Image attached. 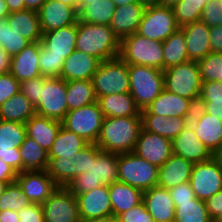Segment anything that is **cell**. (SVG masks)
Returning <instances> with one entry per match:
<instances>
[{"label":"cell","mask_w":222,"mask_h":222,"mask_svg":"<svg viewBox=\"0 0 222 222\" xmlns=\"http://www.w3.org/2000/svg\"><path fill=\"white\" fill-rule=\"evenodd\" d=\"M118 160L119 154L103 151L90 143V165L84 173L75 176L66 188L76 196L118 181Z\"/></svg>","instance_id":"6da1fadb"},{"label":"cell","mask_w":222,"mask_h":222,"mask_svg":"<svg viewBox=\"0 0 222 222\" xmlns=\"http://www.w3.org/2000/svg\"><path fill=\"white\" fill-rule=\"evenodd\" d=\"M142 130V117H104L96 145L113 154L133 152Z\"/></svg>","instance_id":"7a4b0ae2"},{"label":"cell","mask_w":222,"mask_h":222,"mask_svg":"<svg viewBox=\"0 0 222 222\" xmlns=\"http://www.w3.org/2000/svg\"><path fill=\"white\" fill-rule=\"evenodd\" d=\"M76 50L95 56L102 62L119 56L120 39L110 26L78 21Z\"/></svg>","instance_id":"3957f363"},{"label":"cell","mask_w":222,"mask_h":222,"mask_svg":"<svg viewBox=\"0 0 222 222\" xmlns=\"http://www.w3.org/2000/svg\"><path fill=\"white\" fill-rule=\"evenodd\" d=\"M119 57L128 65H144L163 70V42L133 33L120 40Z\"/></svg>","instance_id":"277c9868"},{"label":"cell","mask_w":222,"mask_h":222,"mask_svg":"<svg viewBox=\"0 0 222 222\" xmlns=\"http://www.w3.org/2000/svg\"><path fill=\"white\" fill-rule=\"evenodd\" d=\"M130 94L136 106L145 109L164 89V73L161 69L144 65H128Z\"/></svg>","instance_id":"5b68a950"},{"label":"cell","mask_w":222,"mask_h":222,"mask_svg":"<svg viewBox=\"0 0 222 222\" xmlns=\"http://www.w3.org/2000/svg\"><path fill=\"white\" fill-rule=\"evenodd\" d=\"M96 97L130 92L128 64L119 56L100 62L92 78Z\"/></svg>","instance_id":"8992f818"},{"label":"cell","mask_w":222,"mask_h":222,"mask_svg":"<svg viewBox=\"0 0 222 222\" xmlns=\"http://www.w3.org/2000/svg\"><path fill=\"white\" fill-rule=\"evenodd\" d=\"M118 181L141 191L157 186L159 168L152 165L134 152L119 154Z\"/></svg>","instance_id":"52a82bcc"},{"label":"cell","mask_w":222,"mask_h":222,"mask_svg":"<svg viewBox=\"0 0 222 222\" xmlns=\"http://www.w3.org/2000/svg\"><path fill=\"white\" fill-rule=\"evenodd\" d=\"M164 87L167 91L191 99L198 104L202 81L197 61L186 63L163 70Z\"/></svg>","instance_id":"ba28073f"},{"label":"cell","mask_w":222,"mask_h":222,"mask_svg":"<svg viewBox=\"0 0 222 222\" xmlns=\"http://www.w3.org/2000/svg\"><path fill=\"white\" fill-rule=\"evenodd\" d=\"M178 29L173 8L148 3L136 33L163 42Z\"/></svg>","instance_id":"9c48e42d"},{"label":"cell","mask_w":222,"mask_h":222,"mask_svg":"<svg viewBox=\"0 0 222 222\" xmlns=\"http://www.w3.org/2000/svg\"><path fill=\"white\" fill-rule=\"evenodd\" d=\"M103 119V113L96 101L68 111L61 123L64 128L82 137L88 143L96 144Z\"/></svg>","instance_id":"30bf717a"},{"label":"cell","mask_w":222,"mask_h":222,"mask_svg":"<svg viewBox=\"0 0 222 222\" xmlns=\"http://www.w3.org/2000/svg\"><path fill=\"white\" fill-rule=\"evenodd\" d=\"M67 81L61 77L47 78L41 84V97L35 106L37 115L62 121L68 112Z\"/></svg>","instance_id":"8fae6325"},{"label":"cell","mask_w":222,"mask_h":222,"mask_svg":"<svg viewBox=\"0 0 222 222\" xmlns=\"http://www.w3.org/2000/svg\"><path fill=\"white\" fill-rule=\"evenodd\" d=\"M48 159V174L59 187H66L75 176L84 173L90 165V143L75 155H61Z\"/></svg>","instance_id":"7c38bea8"},{"label":"cell","mask_w":222,"mask_h":222,"mask_svg":"<svg viewBox=\"0 0 222 222\" xmlns=\"http://www.w3.org/2000/svg\"><path fill=\"white\" fill-rule=\"evenodd\" d=\"M189 183L195 196L206 201L222 189V167L213 159L193 165Z\"/></svg>","instance_id":"4fadbf2b"},{"label":"cell","mask_w":222,"mask_h":222,"mask_svg":"<svg viewBox=\"0 0 222 222\" xmlns=\"http://www.w3.org/2000/svg\"><path fill=\"white\" fill-rule=\"evenodd\" d=\"M25 124L0 120V159L17 173L22 172V159L19 147L26 138Z\"/></svg>","instance_id":"5bb4252c"},{"label":"cell","mask_w":222,"mask_h":222,"mask_svg":"<svg viewBox=\"0 0 222 222\" xmlns=\"http://www.w3.org/2000/svg\"><path fill=\"white\" fill-rule=\"evenodd\" d=\"M42 208L44 222H82L77 198L66 187H58Z\"/></svg>","instance_id":"9a60e30c"},{"label":"cell","mask_w":222,"mask_h":222,"mask_svg":"<svg viewBox=\"0 0 222 222\" xmlns=\"http://www.w3.org/2000/svg\"><path fill=\"white\" fill-rule=\"evenodd\" d=\"M133 152L160 168L173 154L172 140L142 128Z\"/></svg>","instance_id":"2e32d148"},{"label":"cell","mask_w":222,"mask_h":222,"mask_svg":"<svg viewBox=\"0 0 222 222\" xmlns=\"http://www.w3.org/2000/svg\"><path fill=\"white\" fill-rule=\"evenodd\" d=\"M16 181L32 204H43L59 187L47 170L22 171Z\"/></svg>","instance_id":"e0dca14e"},{"label":"cell","mask_w":222,"mask_h":222,"mask_svg":"<svg viewBox=\"0 0 222 222\" xmlns=\"http://www.w3.org/2000/svg\"><path fill=\"white\" fill-rule=\"evenodd\" d=\"M37 13L42 33L78 22V8L56 0H46Z\"/></svg>","instance_id":"ac0fdd59"},{"label":"cell","mask_w":222,"mask_h":222,"mask_svg":"<svg viewBox=\"0 0 222 222\" xmlns=\"http://www.w3.org/2000/svg\"><path fill=\"white\" fill-rule=\"evenodd\" d=\"M196 104L189 98H184L164 89L145 109L150 114L166 117H186L190 120Z\"/></svg>","instance_id":"d6986e66"},{"label":"cell","mask_w":222,"mask_h":222,"mask_svg":"<svg viewBox=\"0 0 222 222\" xmlns=\"http://www.w3.org/2000/svg\"><path fill=\"white\" fill-rule=\"evenodd\" d=\"M172 151L193 164L212 158L211 151L200 141L190 123L172 140Z\"/></svg>","instance_id":"ffe728a7"},{"label":"cell","mask_w":222,"mask_h":222,"mask_svg":"<svg viewBox=\"0 0 222 222\" xmlns=\"http://www.w3.org/2000/svg\"><path fill=\"white\" fill-rule=\"evenodd\" d=\"M81 221L112 215L109 185L76 195Z\"/></svg>","instance_id":"44dd1931"},{"label":"cell","mask_w":222,"mask_h":222,"mask_svg":"<svg viewBox=\"0 0 222 222\" xmlns=\"http://www.w3.org/2000/svg\"><path fill=\"white\" fill-rule=\"evenodd\" d=\"M189 123L200 141L213 153L222 144V120L205 112L196 105Z\"/></svg>","instance_id":"7402d4cb"},{"label":"cell","mask_w":222,"mask_h":222,"mask_svg":"<svg viewBox=\"0 0 222 222\" xmlns=\"http://www.w3.org/2000/svg\"><path fill=\"white\" fill-rule=\"evenodd\" d=\"M147 4V2L139 0L116 7L109 26L120 40L136 33Z\"/></svg>","instance_id":"603a6c76"},{"label":"cell","mask_w":222,"mask_h":222,"mask_svg":"<svg viewBox=\"0 0 222 222\" xmlns=\"http://www.w3.org/2000/svg\"><path fill=\"white\" fill-rule=\"evenodd\" d=\"M40 42L30 43L20 53L11 56L10 73L21 83L41 76L38 60Z\"/></svg>","instance_id":"cb8c5ba5"},{"label":"cell","mask_w":222,"mask_h":222,"mask_svg":"<svg viewBox=\"0 0 222 222\" xmlns=\"http://www.w3.org/2000/svg\"><path fill=\"white\" fill-rule=\"evenodd\" d=\"M100 62L101 61L95 56L75 50L71 55L65 58L60 77L67 82L75 80H92Z\"/></svg>","instance_id":"d4e9b609"},{"label":"cell","mask_w":222,"mask_h":222,"mask_svg":"<svg viewBox=\"0 0 222 222\" xmlns=\"http://www.w3.org/2000/svg\"><path fill=\"white\" fill-rule=\"evenodd\" d=\"M143 202L155 222H174L175 206L168 189L154 186L144 191Z\"/></svg>","instance_id":"484cf974"},{"label":"cell","mask_w":222,"mask_h":222,"mask_svg":"<svg viewBox=\"0 0 222 222\" xmlns=\"http://www.w3.org/2000/svg\"><path fill=\"white\" fill-rule=\"evenodd\" d=\"M180 29L184 33L189 60L198 61L211 52L210 27L202 20L195 21Z\"/></svg>","instance_id":"4316f807"},{"label":"cell","mask_w":222,"mask_h":222,"mask_svg":"<svg viewBox=\"0 0 222 222\" xmlns=\"http://www.w3.org/2000/svg\"><path fill=\"white\" fill-rule=\"evenodd\" d=\"M193 165L183 157L172 154L159 168L157 186L169 190L179 184L189 182Z\"/></svg>","instance_id":"83f0119b"},{"label":"cell","mask_w":222,"mask_h":222,"mask_svg":"<svg viewBox=\"0 0 222 222\" xmlns=\"http://www.w3.org/2000/svg\"><path fill=\"white\" fill-rule=\"evenodd\" d=\"M142 128L148 132L156 133L162 137L173 140L187 126L186 117H166L150 114L146 109L141 110Z\"/></svg>","instance_id":"f1b7e54d"},{"label":"cell","mask_w":222,"mask_h":222,"mask_svg":"<svg viewBox=\"0 0 222 222\" xmlns=\"http://www.w3.org/2000/svg\"><path fill=\"white\" fill-rule=\"evenodd\" d=\"M61 126V121L35 114L25 123L26 135L49 152Z\"/></svg>","instance_id":"f546056e"},{"label":"cell","mask_w":222,"mask_h":222,"mask_svg":"<svg viewBox=\"0 0 222 222\" xmlns=\"http://www.w3.org/2000/svg\"><path fill=\"white\" fill-rule=\"evenodd\" d=\"M77 23L42 33L41 42L50 52L67 58L76 50Z\"/></svg>","instance_id":"4dcf8cb0"},{"label":"cell","mask_w":222,"mask_h":222,"mask_svg":"<svg viewBox=\"0 0 222 222\" xmlns=\"http://www.w3.org/2000/svg\"><path fill=\"white\" fill-rule=\"evenodd\" d=\"M143 191L121 181L109 185L112 215L120 214L143 202Z\"/></svg>","instance_id":"1f68e13d"},{"label":"cell","mask_w":222,"mask_h":222,"mask_svg":"<svg viewBox=\"0 0 222 222\" xmlns=\"http://www.w3.org/2000/svg\"><path fill=\"white\" fill-rule=\"evenodd\" d=\"M104 117L141 116V110L129 92L111 94L97 98Z\"/></svg>","instance_id":"d6a6232c"},{"label":"cell","mask_w":222,"mask_h":222,"mask_svg":"<svg viewBox=\"0 0 222 222\" xmlns=\"http://www.w3.org/2000/svg\"><path fill=\"white\" fill-rule=\"evenodd\" d=\"M6 20L11 29H14L30 43L41 41L42 32L40 29L38 13L36 11L25 9L13 12L9 14Z\"/></svg>","instance_id":"836d02e7"},{"label":"cell","mask_w":222,"mask_h":222,"mask_svg":"<svg viewBox=\"0 0 222 222\" xmlns=\"http://www.w3.org/2000/svg\"><path fill=\"white\" fill-rule=\"evenodd\" d=\"M35 114V106L20 91L0 106V120L25 124Z\"/></svg>","instance_id":"e575fe53"},{"label":"cell","mask_w":222,"mask_h":222,"mask_svg":"<svg viewBox=\"0 0 222 222\" xmlns=\"http://www.w3.org/2000/svg\"><path fill=\"white\" fill-rule=\"evenodd\" d=\"M116 5L112 0H99L78 7V21L109 26Z\"/></svg>","instance_id":"d590c367"},{"label":"cell","mask_w":222,"mask_h":222,"mask_svg":"<svg viewBox=\"0 0 222 222\" xmlns=\"http://www.w3.org/2000/svg\"><path fill=\"white\" fill-rule=\"evenodd\" d=\"M19 154L22 159V171L47 170L49 163L48 152L34 139L26 136L19 147Z\"/></svg>","instance_id":"8d00e7d4"},{"label":"cell","mask_w":222,"mask_h":222,"mask_svg":"<svg viewBox=\"0 0 222 222\" xmlns=\"http://www.w3.org/2000/svg\"><path fill=\"white\" fill-rule=\"evenodd\" d=\"M163 70L189 61L183 31L179 28L163 41Z\"/></svg>","instance_id":"74e56055"},{"label":"cell","mask_w":222,"mask_h":222,"mask_svg":"<svg viewBox=\"0 0 222 222\" xmlns=\"http://www.w3.org/2000/svg\"><path fill=\"white\" fill-rule=\"evenodd\" d=\"M68 111L78 109L97 101L92 80H75L67 82L66 95Z\"/></svg>","instance_id":"f35d334b"},{"label":"cell","mask_w":222,"mask_h":222,"mask_svg":"<svg viewBox=\"0 0 222 222\" xmlns=\"http://www.w3.org/2000/svg\"><path fill=\"white\" fill-rule=\"evenodd\" d=\"M88 142L72 131L61 126L51 150L48 152V158L61 157V155H75Z\"/></svg>","instance_id":"ab89813d"},{"label":"cell","mask_w":222,"mask_h":222,"mask_svg":"<svg viewBox=\"0 0 222 222\" xmlns=\"http://www.w3.org/2000/svg\"><path fill=\"white\" fill-rule=\"evenodd\" d=\"M174 222H214L207 212L203 200L193 199L191 202L180 203L175 207Z\"/></svg>","instance_id":"60d3db41"},{"label":"cell","mask_w":222,"mask_h":222,"mask_svg":"<svg viewBox=\"0 0 222 222\" xmlns=\"http://www.w3.org/2000/svg\"><path fill=\"white\" fill-rule=\"evenodd\" d=\"M209 0H181L174 7V15L179 28L201 20L202 12Z\"/></svg>","instance_id":"b9f144b4"},{"label":"cell","mask_w":222,"mask_h":222,"mask_svg":"<svg viewBox=\"0 0 222 222\" xmlns=\"http://www.w3.org/2000/svg\"><path fill=\"white\" fill-rule=\"evenodd\" d=\"M30 42L9 27L6 19L0 20V47L10 57L20 53Z\"/></svg>","instance_id":"7bdbcfd3"},{"label":"cell","mask_w":222,"mask_h":222,"mask_svg":"<svg viewBox=\"0 0 222 222\" xmlns=\"http://www.w3.org/2000/svg\"><path fill=\"white\" fill-rule=\"evenodd\" d=\"M30 204L31 202L17 181L9 183L0 197V211L11 210L18 212Z\"/></svg>","instance_id":"ee69618b"},{"label":"cell","mask_w":222,"mask_h":222,"mask_svg":"<svg viewBox=\"0 0 222 222\" xmlns=\"http://www.w3.org/2000/svg\"><path fill=\"white\" fill-rule=\"evenodd\" d=\"M197 65L202 82L222 81V53L210 52Z\"/></svg>","instance_id":"f6af8a7d"},{"label":"cell","mask_w":222,"mask_h":222,"mask_svg":"<svg viewBox=\"0 0 222 222\" xmlns=\"http://www.w3.org/2000/svg\"><path fill=\"white\" fill-rule=\"evenodd\" d=\"M65 57L58 56L50 52L40 41L39 68L41 76L45 78H55L61 76V70Z\"/></svg>","instance_id":"bcb514c9"},{"label":"cell","mask_w":222,"mask_h":222,"mask_svg":"<svg viewBox=\"0 0 222 222\" xmlns=\"http://www.w3.org/2000/svg\"><path fill=\"white\" fill-rule=\"evenodd\" d=\"M201 20L209 27L222 25V0H209L203 9Z\"/></svg>","instance_id":"7dc6e473"},{"label":"cell","mask_w":222,"mask_h":222,"mask_svg":"<svg viewBox=\"0 0 222 222\" xmlns=\"http://www.w3.org/2000/svg\"><path fill=\"white\" fill-rule=\"evenodd\" d=\"M20 82L10 73L0 74V106L19 92Z\"/></svg>","instance_id":"c3c4849f"},{"label":"cell","mask_w":222,"mask_h":222,"mask_svg":"<svg viewBox=\"0 0 222 222\" xmlns=\"http://www.w3.org/2000/svg\"><path fill=\"white\" fill-rule=\"evenodd\" d=\"M46 79L47 78L40 76L38 78H31L21 82L19 91L24 94L34 106H36L39 103L41 97V84Z\"/></svg>","instance_id":"681fc988"},{"label":"cell","mask_w":222,"mask_h":222,"mask_svg":"<svg viewBox=\"0 0 222 222\" xmlns=\"http://www.w3.org/2000/svg\"><path fill=\"white\" fill-rule=\"evenodd\" d=\"M118 220L119 222H155L144 202L120 214Z\"/></svg>","instance_id":"f907efd6"},{"label":"cell","mask_w":222,"mask_h":222,"mask_svg":"<svg viewBox=\"0 0 222 222\" xmlns=\"http://www.w3.org/2000/svg\"><path fill=\"white\" fill-rule=\"evenodd\" d=\"M198 102H222V81L202 82Z\"/></svg>","instance_id":"816d5d0a"},{"label":"cell","mask_w":222,"mask_h":222,"mask_svg":"<svg viewBox=\"0 0 222 222\" xmlns=\"http://www.w3.org/2000/svg\"><path fill=\"white\" fill-rule=\"evenodd\" d=\"M169 193L175 207L179 206L180 203L191 202L193 199H196L195 193L189 182L179 184L169 189Z\"/></svg>","instance_id":"f5cc1de1"},{"label":"cell","mask_w":222,"mask_h":222,"mask_svg":"<svg viewBox=\"0 0 222 222\" xmlns=\"http://www.w3.org/2000/svg\"><path fill=\"white\" fill-rule=\"evenodd\" d=\"M20 222H44V212L41 204H30L17 212Z\"/></svg>","instance_id":"db71d44e"},{"label":"cell","mask_w":222,"mask_h":222,"mask_svg":"<svg viewBox=\"0 0 222 222\" xmlns=\"http://www.w3.org/2000/svg\"><path fill=\"white\" fill-rule=\"evenodd\" d=\"M207 212L215 222L222 215V189L206 201Z\"/></svg>","instance_id":"11a10c76"},{"label":"cell","mask_w":222,"mask_h":222,"mask_svg":"<svg viewBox=\"0 0 222 222\" xmlns=\"http://www.w3.org/2000/svg\"><path fill=\"white\" fill-rule=\"evenodd\" d=\"M211 52L222 53V25L210 27Z\"/></svg>","instance_id":"9f6ffc18"},{"label":"cell","mask_w":222,"mask_h":222,"mask_svg":"<svg viewBox=\"0 0 222 222\" xmlns=\"http://www.w3.org/2000/svg\"><path fill=\"white\" fill-rule=\"evenodd\" d=\"M197 106H200L205 112L213 115L215 118L222 120V102H198Z\"/></svg>","instance_id":"6f0895ef"},{"label":"cell","mask_w":222,"mask_h":222,"mask_svg":"<svg viewBox=\"0 0 222 222\" xmlns=\"http://www.w3.org/2000/svg\"><path fill=\"white\" fill-rule=\"evenodd\" d=\"M17 172L0 159V180L2 181H16Z\"/></svg>","instance_id":"680465c9"},{"label":"cell","mask_w":222,"mask_h":222,"mask_svg":"<svg viewBox=\"0 0 222 222\" xmlns=\"http://www.w3.org/2000/svg\"><path fill=\"white\" fill-rule=\"evenodd\" d=\"M0 222H20L17 211H0Z\"/></svg>","instance_id":"91938a15"},{"label":"cell","mask_w":222,"mask_h":222,"mask_svg":"<svg viewBox=\"0 0 222 222\" xmlns=\"http://www.w3.org/2000/svg\"><path fill=\"white\" fill-rule=\"evenodd\" d=\"M10 59L11 57L0 47V74L10 71Z\"/></svg>","instance_id":"94428289"},{"label":"cell","mask_w":222,"mask_h":222,"mask_svg":"<svg viewBox=\"0 0 222 222\" xmlns=\"http://www.w3.org/2000/svg\"><path fill=\"white\" fill-rule=\"evenodd\" d=\"M10 13L25 10L24 0H5Z\"/></svg>","instance_id":"6125c7cd"},{"label":"cell","mask_w":222,"mask_h":222,"mask_svg":"<svg viewBox=\"0 0 222 222\" xmlns=\"http://www.w3.org/2000/svg\"><path fill=\"white\" fill-rule=\"evenodd\" d=\"M46 0H24L25 9L38 12Z\"/></svg>","instance_id":"be15d7a7"},{"label":"cell","mask_w":222,"mask_h":222,"mask_svg":"<svg viewBox=\"0 0 222 222\" xmlns=\"http://www.w3.org/2000/svg\"><path fill=\"white\" fill-rule=\"evenodd\" d=\"M82 222H119L118 217L114 215H107L100 218H94Z\"/></svg>","instance_id":"e7e4bbea"},{"label":"cell","mask_w":222,"mask_h":222,"mask_svg":"<svg viewBox=\"0 0 222 222\" xmlns=\"http://www.w3.org/2000/svg\"><path fill=\"white\" fill-rule=\"evenodd\" d=\"M10 14L5 0H0V20L6 19Z\"/></svg>","instance_id":"03108f58"},{"label":"cell","mask_w":222,"mask_h":222,"mask_svg":"<svg viewBox=\"0 0 222 222\" xmlns=\"http://www.w3.org/2000/svg\"><path fill=\"white\" fill-rule=\"evenodd\" d=\"M181 0H155L153 3H156L160 6H165L167 8H173Z\"/></svg>","instance_id":"003e7915"},{"label":"cell","mask_w":222,"mask_h":222,"mask_svg":"<svg viewBox=\"0 0 222 222\" xmlns=\"http://www.w3.org/2000/svg\"><path fill=\"white\" fill-rule=\"evenodd\" d=\"M212 158L222 167V144L212 153Z\"/></svg>","instance_id":"a7ac6f4b"},{"label":"cell","mask_w":222,"mask_h":222,"mask_svg":"<svg viewBox=\"0 0 222 222\" xmlns=\"http://www.w3.org/2000/svg\"><path fill=\"white\" fill-rule=\"evenodd\" d=\"M139 0H112V2L116 5V7L128 5Z\"/></svg>","instance_id":"89a4df30"},{"label":"cell","mask_w":222,"mask_h":222,"mask_svg":"<svg viewBox=\"0 0 222 222\" xmlns=\"http://www.w3.org/2000/svg\"><path fill=\"white\" fill-rule=\"evenodd\" d=\"M61 3L67 4L69 6H76L77 8L80 6L81 0H56Z\"/></svg>","instance_id":"2644e50d"},{"label":"cell","mask_w":222,"mask_h":222,"mask_svg":"<svg viewBox=\"0 0 222 222\" xmlns=\"http://www.w3.org/2000/svg\"><path fill=\"white\" fill-rule=\"evenodd\" d=\"M11 182H13V181H2V180H0V197L2 196L3 192L5 191L7 185Z\"/></svg>","instance_id":"8c879c8a"},{"label":"cell","mask_w":222,"mask_h":222,"mask_svg":"<svg viewBox=\"0 0 222 222\" xmlns=\"http://www.w3.org/2000/svg\"><path fill=\"white\" fill-rule=\"evenodd\" d=\"M99 0H81L80 4H89Z\"/></svg>","instance_id":"753ad0ef"},{"label":"cell","mask_w":222,"mask_h":222,"mask_svg":"<svg viewBox=\"0 0 222 222\" xmlns=\"http://www.w3.org/2000/svg\"><path fill=\"white\" fill-rule=\"evenodd\" d=\"M215 222H222V215Z\"/></svg>","instance_id":"34e18365"},{"label":"cell","mask_w":222,"mask_h":222,"mask_svg":"<svg viewBox=\"0 0 222 222\" xmlns=\"http://www.w3.org/2000/svg\"><path fill=\"white\" fill-rule=\"evenodd\" d=\"M143 1H145L147 3H153L155 0H143Z\"/></svg>","instance_id":"11e5206c"}]
</instances>
